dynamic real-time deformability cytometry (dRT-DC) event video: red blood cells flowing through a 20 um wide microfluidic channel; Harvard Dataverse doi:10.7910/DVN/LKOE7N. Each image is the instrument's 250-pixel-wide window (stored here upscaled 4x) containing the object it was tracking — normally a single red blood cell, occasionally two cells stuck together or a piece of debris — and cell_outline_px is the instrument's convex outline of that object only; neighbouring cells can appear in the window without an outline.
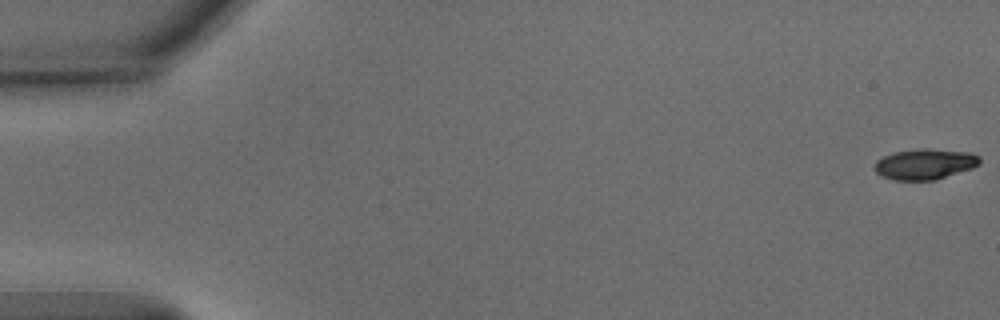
{"species": "common noctule bat (a hibernating species)", "species_latin": "Nyctalus noctula", "temperature_condition": "warm", "stored_images_in_passage": 10, "camera_frame_rate_fps": 3000, "um_per_image_px": 0.085, "animal": {"sex": "male", "body_mass_g": 15.6}, "frame": {"image": 1, "passage_image": 1, "time_ms": 0.0, "image_size_px": [1000, 320], "cell_outline_px": [[980, 164], [972, 168], [936, 180], [892, 180], [880, 176], [876, 172], [876, 160], [884, 156], [896, 152], [924, 148], [972, 152], [980, 156]], "centroid_in_image_um": [78.65, 13.95], "position_along_channel_um": 6.4, "area_um2": 18.79}}